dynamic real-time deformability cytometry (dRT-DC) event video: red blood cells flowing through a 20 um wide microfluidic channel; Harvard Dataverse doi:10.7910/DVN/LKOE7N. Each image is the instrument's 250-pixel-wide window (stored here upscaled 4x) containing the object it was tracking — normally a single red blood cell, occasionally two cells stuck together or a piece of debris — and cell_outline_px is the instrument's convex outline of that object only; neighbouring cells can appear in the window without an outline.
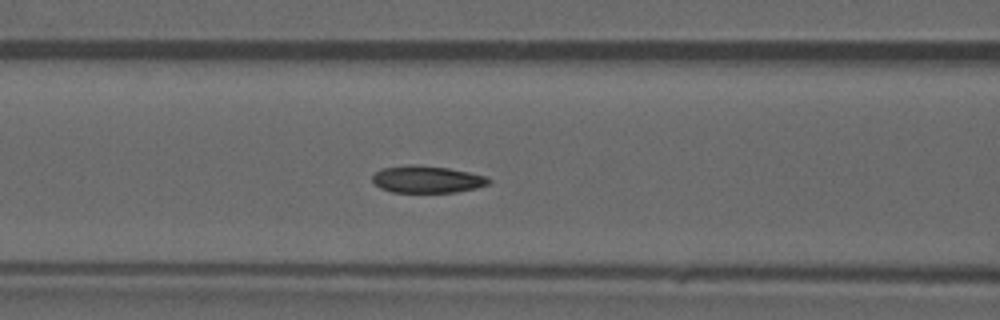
{"species": "common noctule bat (a hibernating species)", "species_latin": "Nyctalus noctula", "temperature_condition": "warm", "stored_images_in_passage": 28, "camera_frame_rate_fps": 3000, "um_per_image_px": 0.085, "animal": {"sex": "male", "forearm_length_mm": 52.5}, "frame": {"image": 1, "passage_image": 6, "time_ms": 1.667, "image_size_px": [1000, 320], "cell_outline_px": [[492, 180], [488, 184], [476, 188], [456, 192], [392, 192], [380, 188], [372, 180], [372, 176], [380, 168], [408, 164], [412, 164], [448, 168], [488, 176]], "centroid_in_image_um": [36.29, 15.23], "position_along_channel_um": 130.3, "area_um2": 18.44}}